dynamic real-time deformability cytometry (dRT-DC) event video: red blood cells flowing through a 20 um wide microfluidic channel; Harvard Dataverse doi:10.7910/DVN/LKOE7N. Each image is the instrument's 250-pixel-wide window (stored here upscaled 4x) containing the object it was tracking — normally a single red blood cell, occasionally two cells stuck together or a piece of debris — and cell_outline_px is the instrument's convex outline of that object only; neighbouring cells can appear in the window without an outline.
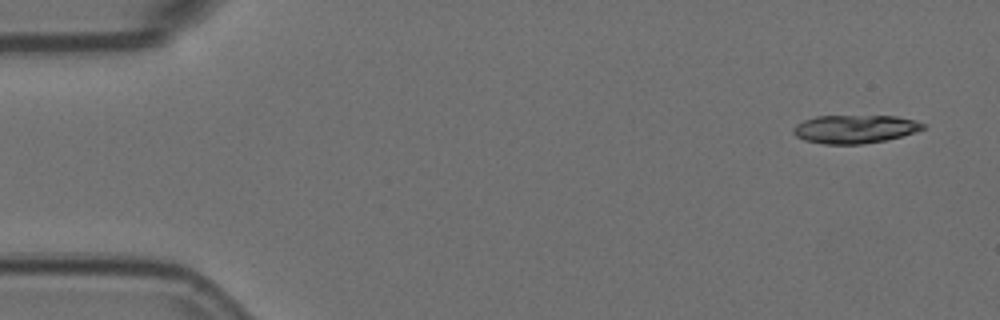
{"species": "Egyptian fruit bat (a non-hibernating species)", "species_latin": "Rousettus aegyptiacus", "temperature_condition": "room temperature", "stored_images_in_passage": 6, "camera_frame_rate_fps": 3000, "um_per_image_px": 0.085, "animal": {"sex": "female"}, "frame": {"image": 1, "passage_image": 1, "time_ms": 0.0, "image_size_px": [1000, 320], "cell_outline_px": [[928, 124], [924, 128], [900, 136], [884, 140], [860, 144], [824, 144], [804, 140], [796, 136], [792, 132], [792, 128], [796, 124], [804, 120], [816, 116], [896, 116], [916, 120]], "centroid_in_image_um": [72.63, 10.96], "position_along_channel_um": 12.4, "area_um2": 21.33}}
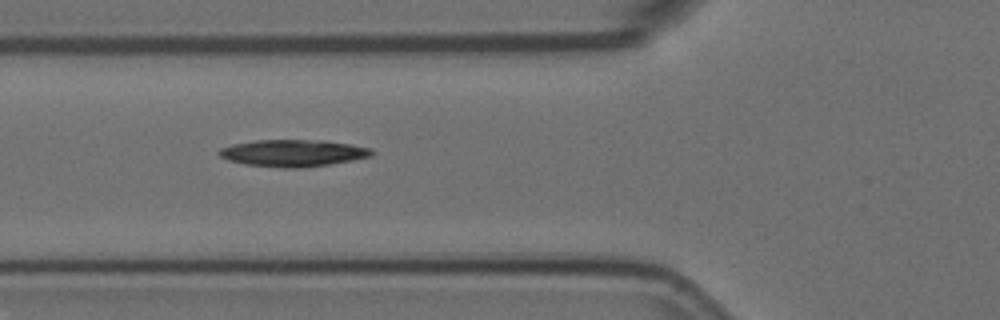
{"frame": {"image": 2, "passage_image": 6, "time_ms": 1.667, "image_size_px": [1000, 320], "cell_outline_px": [[376, 152], [372, 156], [352, 160], [328, 164], [300, 168], [284, 168], [244, 164], [228, 160], [220, 156], [216, 152], [220, 148], [232, 144], [256, 140], [324, 140], [372, 148]], "centroid_in_image_um": [24.9, 13.0], "position_along_channel_um": 100.9, "area_um2": 23.99}}